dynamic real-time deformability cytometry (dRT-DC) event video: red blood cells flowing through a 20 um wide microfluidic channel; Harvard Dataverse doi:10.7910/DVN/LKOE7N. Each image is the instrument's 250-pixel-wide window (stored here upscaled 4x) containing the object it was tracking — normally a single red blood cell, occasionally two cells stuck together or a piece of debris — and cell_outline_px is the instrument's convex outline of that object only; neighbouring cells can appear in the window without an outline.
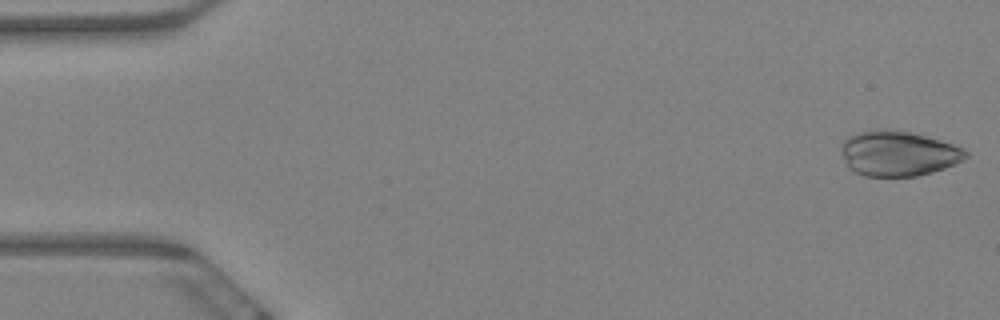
{"species": "Egyptian fruit bat (a non-hibernating species)", "species_latin": "Rousettus aegyptiacus", "temperature_condition": "warm", "stored_images_in_passage": 5, "camera_frame_rate_fps": 3000, "um_per_image_px": 0.085, "animal": {"sex": "female"}, "frame": {"image": 1, "passage_image": 1, "time_ms": 0.0, "image_size_px": [1000, 320], "cell_outline_px": [[968, 156], [964, 160], [944, 168], [932, 172], [916, 176], [864, 176], [848, 168], [840, 152], [840, 148], [844, 140], [848, 136], [872, 128], [892, 128], [912, 132], [952, 144], [964, 148], [968, 152]], "centroid_in_image_um": [76.32, 13.02], "position_along_channel_um": 8.7, "area_um2": 33.18}}
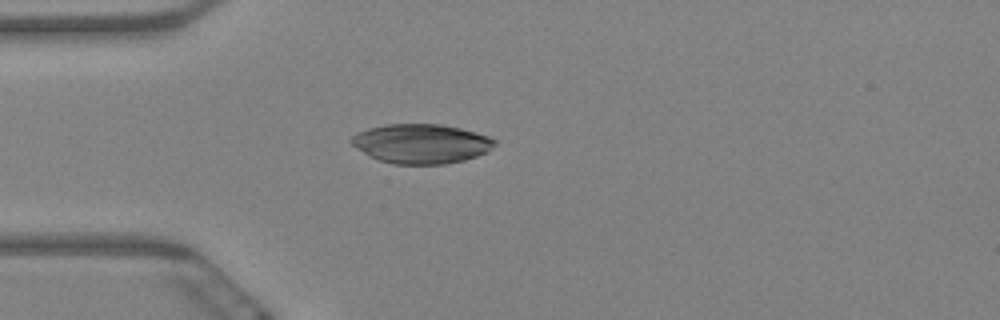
{"frame": {"image": 2, "passage_image": 5, "time_ms": 1.333, "image_size_px": [1000, 320], "cell_outline_px": [[496, 144], [488, 152], [464, 160], [444, 164], [392, 164], [368, 156], [356, 148], [348, 140], [356, 132], [368, 128], [384, 124], [440, 124], [460, 128], [476, 132], [488, 136], [496, 140]], "centroid_in_image_um": [35.78, 12.21], "position_along_channel_um": 49.2, "area_um2": 33.18}}